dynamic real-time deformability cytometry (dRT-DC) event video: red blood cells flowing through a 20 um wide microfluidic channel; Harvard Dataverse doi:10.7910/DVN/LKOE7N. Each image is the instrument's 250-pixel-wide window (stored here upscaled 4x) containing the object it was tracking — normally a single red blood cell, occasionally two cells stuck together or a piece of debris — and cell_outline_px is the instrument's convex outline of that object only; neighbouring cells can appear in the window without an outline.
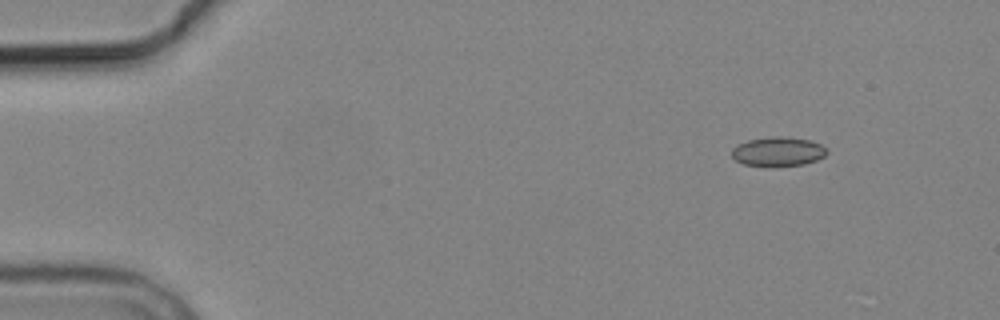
{"species": "common noctule bat (a hibernating species)", "species_latin": "Nyctalus noctula", "temperature_condition": "cold", "stored_images_in_passage": 6, "camera_frame_rate_fps": 3000, "um_per_image_px": 0.085, "animal": {"sex": "male", "body_mass_g": 19.2, "forearm_length_mm": 51.8}, "frame": {"image": 1, "passage_image": 6, "time_ms": 5.667, "image_size_px": [1000, 320], "cell_outline_px": [[828, 152], [824, 156], [816, 160], [804, 164], [772, 168], [744, 164], [736, 160], [732, 156], [732, 148], [736, 144], [748, 140], [772, 136], [780, 136], [808, 140], [820, 144], [828, 148]], "centroid_in_image_um": [66.12, 12.9], "position_along_channel_um": 18.9, "area_um2": 16.53}}